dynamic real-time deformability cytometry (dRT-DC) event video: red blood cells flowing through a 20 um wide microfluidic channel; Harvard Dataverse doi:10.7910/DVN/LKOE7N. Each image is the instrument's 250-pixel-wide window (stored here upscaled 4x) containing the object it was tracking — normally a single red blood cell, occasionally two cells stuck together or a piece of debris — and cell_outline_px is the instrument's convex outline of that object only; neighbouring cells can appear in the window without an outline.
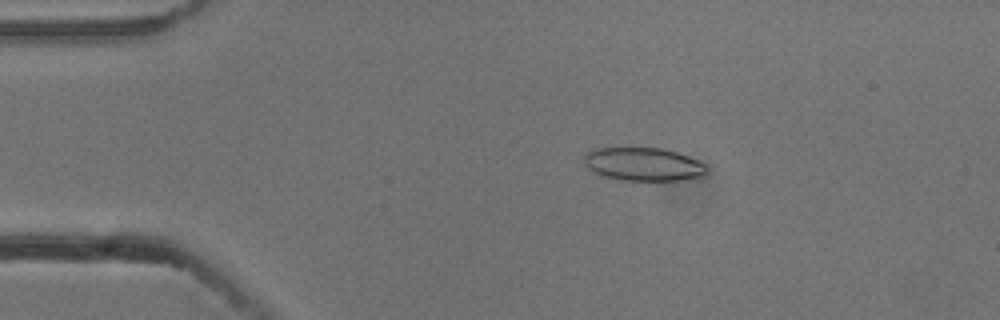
{"species": "common noctule bat (a hibernating species)", "species_latin": "Nyctalus noctula", "temperature_condition": "cold", "stored_images_in_passage": 7, "camera_frame_rate_fps": 3000, "um_per_image_px": 0.085, "animal": {"sex": "male", "body_mass_g": 13.3}, "frame": {"image": 1, "passage_image": 3, "time_ms": 0.667, "image_size_px": [1000, 320], "cell_outline_px": [[708, 172], [704, 176], [680, 180], [620, 180], [604, 176], [588, 168], [584, 164], [584, 156], [588, 152], [600, 148], [664, 148], [688, 156], [704, 164], [708, 168]], "centroid_in_image_um": [54.72, 13.96], "position_along_channel_um": 30.3, "area_um2": 23.64}}
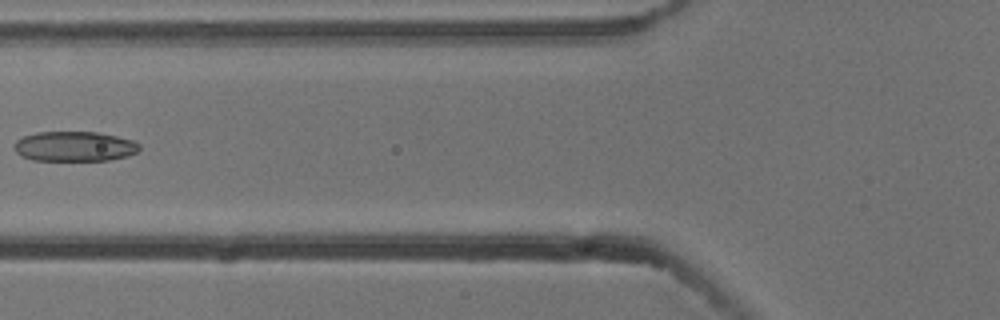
{"frame": {"image": 2, "passage_image": 6, "time_ms": 1.667, "image_size_px": [1000, 320], "cell_outline_px": [[140, 148], [136, 152], [128, 156], [108, 160], [32, 160], [16, 152], [12, 148], [12, 144], [16, 140], [24, 136], [36, 132], [96, 132], [116, 136], [132, 140], [140, 144]], "centroid_in_image_um": [6.3, 12.44], "position_along_channel_um": 119.5, "area_um2": 21.85}}
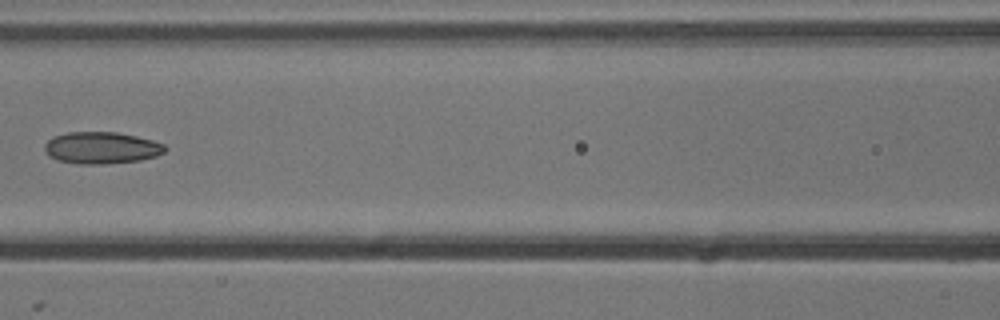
{"frame": {"image": 3, "passage_image": 7, "time_ms": 2.0, "image_size_px": [1000, 320], "cell_outline_px": [[168, 148], [164, 152], [156, 156], [140, 160], [104, 164], [80, 164], [60, 160], [48, 156], [44, 148], [44, 144], [52, 136], [68, 132], [116, 132], [136, 136], [152, 140], [164, 144]], "centroid_in_image_um": [8.62, 12.56], "position_along_channel_um": 158.0, "area_um2": 22.37}}